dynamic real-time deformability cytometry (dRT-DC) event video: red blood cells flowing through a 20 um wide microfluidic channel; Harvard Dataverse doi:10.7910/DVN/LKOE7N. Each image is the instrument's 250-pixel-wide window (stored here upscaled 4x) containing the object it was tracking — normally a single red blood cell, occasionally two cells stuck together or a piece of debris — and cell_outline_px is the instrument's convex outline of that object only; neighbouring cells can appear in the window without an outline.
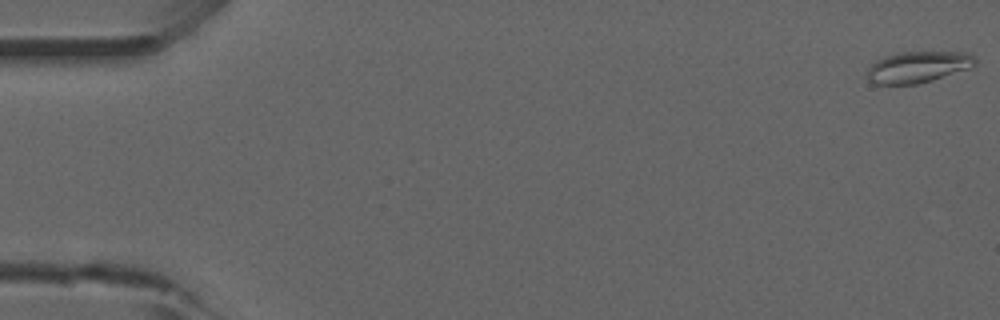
{"species": "common noctule bat (a hibernating species)", "species_latin": "Nyctalus noctula", "temperature_condition": "room temperature", "stored_images_in_passage": 54, "camera_frame_rate_fps": 3000, "um_per_image_px": 0.085, "animal": {"sex": "male", "forearm_length_mm": 52.5}, "frame": {"image": 1, "passage_image": 1, "time_ms": 0.0, "image_size_px": [1000, 320], "cell_outline_px": [[976, 64], [968, 68], [932, 80], [916, 84], [872, 84], [868, 80], [868, 68], [876, 60], [884, 56], [900, 52], [968, 52], [976, 56]], "centroid_in_image_um": [78.02, 5.68], "position_along_channel_um": 7.0, "area_um2": 19.65}}
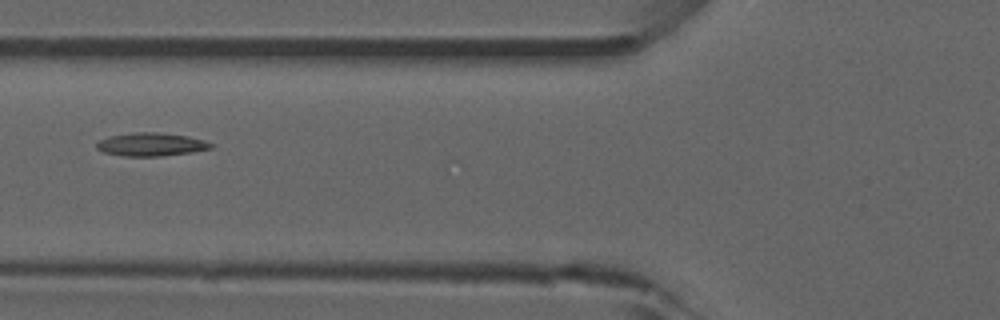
{"frame": {"image": 2, "passage_image": 21, "time_ms": 6.667, "image_size_px": [1000, 320], "cell_outline_px": [[216, 144], [212, 148], [192, 152], [160, 156], [124, 156], [104, 152], [96, 148], [96, 144], [100, 140], [108, 136], [136, 132], [156, 132], [188, 136], [204, 140]], "centroid_in_image_um": [12.87, 12.27], "position_along_channel_um": 112.9, "area_um2": 15.49}}
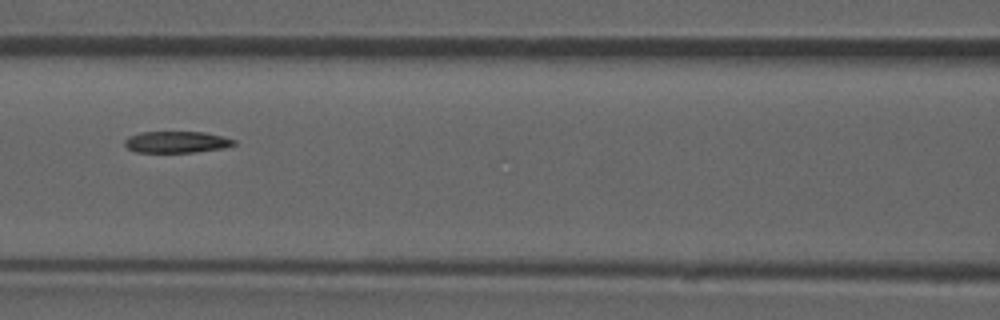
{"frame": {"image": 3, "passage_image": 24, "time_ms": 7.667, "image_size_px": [1000, 320], "cell_outline_px": [[236, 144], [224, 148], [192, 152], [136, 152], [128, 148], [124, 144], [124, 140], [128, 136], [140, 132], [204, 132], [224, 136], [236, 140]], "centroid_in_image_um": [15.02, 12.06], "position_along_channel_um": 151.6, "area_um2": 13.76}, "authors_computed_cell_mechanics": {"area_um2": 14.739, "velocity_mm_per_s": 3.8462, "shape_relaxation_time_tau1_ms": 8.0476, "shape_relaxation_time_tau2_ms": 4.2467, "deformation_change_tau1": 0.198, "deformation_change_tau2": 0.1206}}